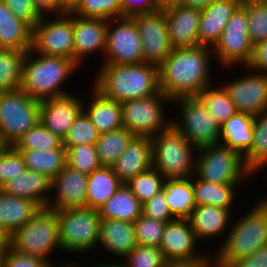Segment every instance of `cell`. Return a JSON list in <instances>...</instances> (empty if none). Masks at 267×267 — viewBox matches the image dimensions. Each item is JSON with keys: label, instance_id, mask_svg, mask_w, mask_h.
<instances>
[{"label": "cell", "instance_id": "ac0fdd59", "mask_svg": "<svg viewBox=\"0 0 267 267\" xmlns=\"http://www.w3.org/2000/svg\"><path fill=\"white\" fill-rule=\"evenodd\" d=\"M72 18L74 19L73 59L82 68L88 63L92 56H99V61L101 63L106 47L108 20L81 17L73 13Z\"/></svg>", "mask_w": 267, "mask_h": 267}, {"label": "cell", "instance_id": "5b68a950", "mask_svg": "<svg viewBox=\"0 0 267 267\" xmlns=\"http://www.w3.org/2000/svg\"><path fill=\"white\" fill-rule=\"evenodd\" d=\"M59 241L65 258L89 257L98 252L101 217L97 209L89 207L69 208L58 211ZM89 254V255H88Z\"/></svg>", "mask_w": 267, "mask_h": 267}, {"label": "cell", "instance_id": "83f0119b", "mask_svg": "<svg viewBox=\"0 0 267 267\" xmlns=\"http://www.w3.org/2000/svg\"><path fill=\"white\" fill-rule=\"evenodd\" d=\"M41 208L36 201L9 195L0 189V228L11 236Z\"/></svg>", "mask_w": 267, "mask_h": 267}, {"label": "cell", "instance_id": "cb8c5ba5", "mask_svg": "<svg viewBox=\"0 0 267 267\" xmlns=\"http://www.w3.org/2000/svg\"><path fill=\"white\" fill-rule=\"evenodd\" d=\"M111 167L122 184L153 167L151 137L134 136Z\"/></svg>", "mask_w": 267, "mask_h": 267}, {"label": "cell", "instance_id": "f546056e", "mask_svg": "<svg viewBox=\"0 0 267 267\" xmlns=\"http://www.w3.org/2000/svg\"><path fill=\"white\" fill-rule=\"evenodd\" d=\"M31 46L32 27L0 0V49L29 51Z\"/></svg>", "mask_w": 267, "mask_h": 267}, {"label": "cell", "instance_id": "d6a6232c", "mask_svg": "<svg viewBox=\"0 0 267 267\" xmlns=\"http://www.w3.org/2000/svg\"><path fill=\"white\" fill-rule=\"evenodd\" d=\"M162 189L172 215L175 218L188 219L196 206L192 177L165 179Z\"/></svg>", "mask_w": 267, "mask_h": 267}, {"label": "cell", "instance_id": "4316f807", "mask_svg": "<svg viewBox=\"0 0 267 267\" xmlns=\"http://www.w3.org/2000/svg\"><path fill=\"white\" fill-rule=\"evenodd\" d=\"M192 186L196 206L211 205L229 209L233 214L240 203L241 187L245 184H215L199 179L195 174L192 176ZM241 189V190H240ZM235 199V200H234ZM239 199V201L237 200ZM238 202V203H236ZM235 206V207H234ZM236 208V209H234Z\"/></svg>", "mask_w": 267, "mask_h": 267}, {"label": "cell", "instance_id": "9f6ffc18", "mask_svg": "<svg viewBox=\"0 0 267 267\" xmlns=\"http://www.w3.org/2000/svg\"><path fill=\"white\" fill-rule=\"evenodd\" d=\"M34 6L42 15L60 14L66 12L56 0H32Z\"/></svg>", "mask_w": 267, "mask_h": 267}, {"label": "cell", "instance_id": "f907efd6", "mask_svg": "<svg viewBox=\"0 0 267 267\" xmlns=\"http://www.w3.org/2000/svg\"><path fill=\"white\" fill-rule=\"evenodd\" d=\"M11 12L25 22L32 28L39 22L43 16L34 6L32 0H2Z\"/></svg>", "mask_w": 267, "mask_h": 267}, {"label": "cell", "instance_id": "30bf717a", "mask_svg": "<svg viewBox=\"0 0 267 267\" xmlns=\"http://www.w3.org/2000/svg\"><path fill=\"white\" fill-rule=\"evenodd\" d=\"M172 107V126L197 149L218 144L220 125L197 96L174 99Z\"/></svg>", "mask_w": 267, "mask_h": 267}, {"label": "cell", "instance_id": "d6986e66", "mask_svg": "<svg viewBox=\"0 0 267 267\" xmlns=\"http://www.w3.org/2000/svg\"><path fill=\"white\" fill-rule=\"evenodd\" d=\"M232 217L233 213L229 209L211 205H199L195 206L188 219L197 241L202 244V248L204 245L209 244L208 241H210V244L213 241L216 243L219 242L218 244H214L213 242L215 246L211 245L210 248H215H209V252L214 253L225 242Z\"/></svg>", "mask_w": 267, "mask_h": 267}, {"label": "cell", "instance_id": "484cf974", "mask_svg": "<svg viewBox=\"0 0 267 267\" xmlns=\"http://www.w3.org/2000/svg\"><path fill=\"white\" fill-rule=\"evenodd\" d=\"M239 0H213L201 9L198 38L199 45L213 47L219 40Z\"/></svg>", "mask_w": 267, "mask_h": 267}, {"label": "cell", "instance_id": "91938a15", "mask_svg": "<svg viewBox=\"0 0 267 267\" xmlns=\"http://www.w3.org/2000/svg\"><path fill=\"white\" fill-rule=\"evenodd\" d=\"M68 258L71 259L69 256L67 257L66 261H55V262H50L47 264L46 267H84L85 262H82L80 260L77 261V258H73V261H68ZM59 262V263H58ZM79 262V263H78Z\"/></svg>", "mask_w": 267, "mask_h": 267}, {"label": "cell", "instance_id": "7c38bea8", "mask_svg": "<svg viewBox=\"0 0 267 267\" xmlns=\"http://www.w3.org/2000/svg\"><path fill=\"white\" fill-rule=\"evenodd\" d=\"M217 67H244L253 53L248 35L246 9L239 5L233 12L216 44L212 47Z\"/></svg>", "mask_w": 267, "mask_h": 267}, {"label": "cell", "instance_id": "e7e4bbea", "mask_svg": "<svg viewBox=\"0 0 267 267\" xmlns=\"http://www.w3.org/2000/svg\"><path fill=\"white\" fill-rule=\"evenodd\" d=\"M240 5L267 4V0H239Z\"/></svg>", "mask_w": 267, "mask_h": 267}, {"label": "cell", "instance_id": "ee69618b", "mask_svg": "<svg viewBox=\"0 0 267 267\" xmlns=\"http://www.w3.org/2000/svg\"><path fill=\"white\" fill-rule=\"evenodd\" d=\"M99 135L97 128L91 123L87 114L82 111L64 138L63 146L95 145Z\"/></svg>", "mask_w": 267, "mask_h": 267}, {"label": "cell", "instance_id": "d590c367", "mask_svg": "<svg viewBox=\"0 0 267 267\" xmlns=\"http://www.w3.org/2000/svg\"><path fill=\"white\" fill-rule=\"evenodd\" d=\"M243 162L255 177L267 172V110L254 115L252 144Z\"/></svg>", "mask_w": 267, "mask_h": 267}, {"label": "cell", "instance_id": "db71d44e", "mask_svg": "<svg viewBox=\"0 0 267 267\" xmlns=\"http://www.w3.org/2000/svg\"><path fill=\"white\" fill-rule=\"evenodd\" d=\"M246 67L251 71L267 74V40L253 46L252 57Z\"/></svg>", "mask_w": 267, "mask_h": 267}, {"label": "cell", "instance_id": "7dc6e473", "mask_svg": "<svg viewBox=\"0 0 267 267\" xmlns=\"http://www.w3.org/2000/svg\"><path fill=\"white\" fill-rule=\"evenodd\" d=\"M242 6L247 12L248 35L252 45L267 40V4Z\"/></svg>", "mask_w": 267, "mask_h": 267}, {"label": "cell", "instance_id": "d4e9b609", "mask_svg": "<svg viewBox=\"0 0 267 267\" xmlns=\"http://www.w3.org/2000/svg\"><path fill=\"white\" fill-rule=\"evenodd\" d=\"M87 87L90 88H87V98H83V111L98 132L102 134L122 128L121 103L104 97L91 84Z\"/></svg>", "mask_w": 267, "mask_h": 267}, {"label": "cell", "instance_id": "f5cc1de1", "mask_svg": "<svg viewBox=\"0 0 267 267\" xmlns=\"http://www.w3.org/2000/svg\"><path fill=\"white\" fill-rule=\"evenodd\" d=\"M121 9L124 16H134L137 14L153 13L158 11L155 0H120Z\"/></svg>", "mask_w": 267, "mask_h": 267}, {"label": "cell", "instance_id": "7bdbcfd3", "mask_svg": "<svg viewBox=\"0 0 267 267\" xmlns=\"http://www.w3.org/2000/svg\"><path fill=\"white\" fill-rule=\"evenodd\" d=\"M65 149L67 152V164L81 173L90 175L93 171L102 166L95 145L82 144L65 147Z\"/></svg>", "mask_w": 267, "mask_h": 267}, {"label": "cell", "instance_id": "52a82bcc", "mask_svg": "<svg viewBox=\"0 0 267 267\" xmlns=\"http://www.w3.org/2000/svg\"><path fill=\"white\" fill-rule=\"evenodd\" d=\"M153 167L165 179L190 178L197 148L173 126L151 137Z\"/></svg>", "mask_w": 267, "mask_h": 267}, {"label": "cell", "instance_id": "b9f144b4", "mask_svg": "<svg viewBox=\"0 0 267 267\" xmlns=\"http://www.w3.org/2000/svg\"><path fill=\"white\" fill-rule=\"evenodd\" d=\"M71 12L81 17L106 20L123 17L120 0H82Z\"/></svg>", "mask_w": 267, "mask_h": 267}, {"label": "cell", "instance_id": "4fadbf2b", "mask_svg": "<svg viewBox=\"0 0 267 267\" xmlns=\"http://www.w3.org/2000/svg\"><path fill=\"white\" fill-rule=\"evenodd\" d=\"M234 68L235 72H237V69H242V71L240 70L239 74L237 72L234 77L230 74L229 78L227 75L228 71L235 73L233 67L221 68L220 70L222 73L226 72L227 77L225 76V80L223 77H219L218 81L228 92L230 99L235 104L236 110L251 115H257L266 111L267 74L251 71L246 66Z\"/></svg>", "mask_w": 267, "mask_h": 267}, {"label": "cell", "instance_id": "681fc988", "mask_svg": "<svg viewBox=\"0 0 267 267\" xmlns=\"http://www.w3.org/2000/svg\"><path fill=\"white\" fill-rule=\"evenodd\" d=\"M142 214L163 222H170L176 219L169 210L163 189L142 204Z\"/></svg>", "mask_w": 267, "mask_h": 267}, {"label": "cell", "instance_id": "74e56055", "mask_svg": "<svg viewBox=\"0 0 267 267\" xmlns=\"http://www.w3.org/2000/svg\"><path fill=\"white\" fill-rule=\"evenodd\" d=\"M135 135L125 128L99 135L95 143L96 152L102 166H112L127 148Z\"/></svg>", "mask_w": 267, "mask_h": 267}, {"label": "cell", "instance_id": "e0dca14e", "mask_svg": "<svg viewBox=\"0 0 267 267\" xmlns=\"http://www.w3.org/2000/svg\"><path fill=\"white\" fill-rule=\"evenodd\" d=\"M132 17L141 37L143 62L159 66L173 50L165 12L158 10Z\"/></svg>", "mask_w": 267, "mask_h": 267}, {"label": "cell", "instance_id": "7402d4cb", "mask_svg": "<svg viewBox=\"0 0 267 267\" xmlns=\"http://www.w3.org/2000/svg\"><path fill=\"white\" fill-rule=\"evenodd\" d=\"M163 11L166 15L169 39L173 48L199 46L201 9L176 5Z\"/></svg>", "mask_w": 267, "mask_h": 267}, {"label": "cell", "instance_id": "f6af8a7d", "mask_svg": "<svg viewBox=\"0 0 267 267\" xmlns=\"http://www.w3.org/2000/svg\"><path fill=\"white\" fill-rule=\"evenodd\" d=\"M121 262L125 267H167L159 247L137 244Z\"/></svg>", "mask_w": 267, "mask_h": 267}, {"label": "cell", "instance_id": "4dcf8cb0", "mask_svg": "<svg viewBox=\"0 0 267 267\" xmlns=\"http://www.w3.org/2000/svg\"><path fill=\"white\" fill-rule=\"evenodd\" d=\"M253 119L254 115L237 111L220 126L218 144L237 151L243 157L252 144Z\"/></svg>", "mask_w": 267, "mask_h": 267}, {"label": "cell", "instance_id": "8d00e7d4", "mask_svg": "<svg viewBox=\"0 0 267 267\" xmlns=\"http://www.w3.org/2000/svg\"><path fill=\"white\" fill-rule=\"evenodd\" d=\"M197 97L220 126L237 112L228 92L218 80L207 86Z\"/></svg>", "mask_w": 267, "mask_h": 267}, {"label": "cell", "instance_id": "1f68e13d", "mask_svg": "<svg viewBox=\"0 0 267 267\" xmlns=\"http://www.w3.org/2000/svg\"><path fill=\"white\" fill-rule=\"evenodd\" d=\"M101 219H114L134 223L142 215V204L126 184L99 209Z\"/></svg>", "mask_w": 267, "mask_h": 267}, {"label": "cell", "instance_id": "bcb514c9", "mask_svg": "<svg viewBox=\"0 0 267 267\" xmlns=\"http://www.w3.org/2000/svg\"><path fill=\"white\" fill-rule=\"evenodd\" d=\"M137 244L159 247L167 222L141 215L134 223Z\"/></svg>", "mask_w": 267, "mask_h": 267}, {"label": "cell", "instance_id": "9c48e42d", "mask_svg": "<svg viewBox=\"0 0 267 267\" xmlns=\"http://www.w3.org/2000/svg\"><path fill=\"white\" fill-rule=\"evenodd\" d=\"M172 102L161 90L153 96L125 101L121 103L122 127L135 136L153 137L172 126Z\"/></svg>", "mask_w": 267, "mask_h": 267}, {"label": "cell", "instance_id": "836d02e7", "mask_svg": "<svg viewBox=\"0 0 267 267\" xmlns=\"http://www.w3.org/2000/svg\"><path fill=\"white\" fill-rule=\"evenodd\" d=\"M15 150L23 156L26 169L44 174L51 180L67 165V152L65 147L49 150Z\"/></svg>", "mask_w": 267, "mask_h": 267}, {"label": "cell", "instance_id": "ffe728a7", "mask_svg": "<svg viewBox=\"0 0 267 267\" xmlns=\"http://www.w3.org/2000/svg\"><path fill=\"white\" fill-rule=\"evenodd\" d=\"M88 175L68 164L52 179L48 208L64 210L86 207Z\"/></svg>", "mask_w": 267, "mask_h": 267}, {"label": "cell", "instance_id": "5bb4252c", "mask_svg": "<svg viewBox=\"0 0 267 267\" xmlns=\"http://www.w3.org/2000/svg\"><path fill=\"white\" fill-rule=\"evenodd\" d=\"M31 50L37 54L73 59L74 19L72 12L43 15L32 28Z\"/></svg>", "mask_w": 267, "mask_h": 267}, {"label": "cell", "instance_id": "8fae6325", "mask_svg": "<svg viewBox=\"0 0 267 267\" xmlns=\"http://www.w3.org/2000/svg\"><path fill=\"white\" fill-rule=\"evenodd\" d=\"M39 121V100L21 89L0 92V139L5 146H13Z\"/></svg>", "mask_w": 267, "mask_h": 267}, {"label": "cell", "instance_id": "3957f363", "mask_svg": "<svg viewBox=\"0 0 267 267\" xmlns=\"http://www.w3.org/2000/svg\"><path fill=\"white\" fill-rule=\"evenodd\" d=\"M262 195L259 199L252 198L247 211L233 214L226 240L214 252L220 267H229L267 245V192ZM253 199L257 201L254 203Z\"/></svg>", "mask_w": 267, "mask_h": 267}, {"label": "cell", "instance_id": "9a60e30c", "mask_svg": "<svg viewBox=\"0 0 267 267\" xmlns=\"http://www.w3.org/2000/svg\"><path fill=\"white\" fill-rule=\"evenodd\" d=\"M143 62L141 37L133 17L108 20L106 47L100 65L139 64Z\"/></svg>", "mask_w": 267, "mask_h": 267}, {"label": "cell", "instance_id": "603a6c76", "mask_svg": "<svg viewBox=\"0 0 267 267\" xmlns=\"http://www.w3.org/2000/svg\"><path fill=\"white\" fill-rule=\"evenodd\" d=\"M137 246L134 224L114 219H101L100 240L97 257H106L108 260L121 261ZM101 249V250H99ZM109 254V256H108ZM104 255V256H103Z\"/></svg>", "mask_w": 267, "mask_h": 267}, {"label": "cell", "instance_id": "6f0895ef", "mask_svg": "<svg viewBox=\"0 0 267 267\" xmlns=\"http://www.w3.org/2000/svg\"><path fill=\"white\" fill-rule=\"evenodd\" d=\"M169 267H220L214 253H208L203 259L193 262L170 263Z\"/></svg>", "mask_w": 267, "mask_h": 267}, {"label": "cell", "instance_id": "be15d7a7", "mask_svg": "<svg viewBox=\"0 0 267 267\" xmlns=\"http://www.w3.org/2000/svg\"><path fill=\"white\" fill-rule=\"evenodd\" d=\"M9 235L0 228V247H10Z\"/></svg>", "mask_w": 267, "mask_h": 267}, {"label": "cell", "instance_id": "8992f818", "mask_svg": "<svg viewBox=\"0 0 267 267\" xmlns=\"http://www.w3.org/2000/svg\"><path fill=\"white\" fill-rule=\"evenodd\" d=\"M10 247L17 252L43 258L48 263L58 260L62 252L59 241L58 210L42 207L40 211L9 237Z\"/></svg>", "mask_w": 267, "mask_h": 267}, {"label": "cell", "instance_id": "680465c9", "mask_svg": "<svg viewBox=\"0 0 267 267\" xmlns=\"http://www.w3.org/2000/svg\"><path fill=\"white\" fill-rule=\"evenodd\" d=\"M94 259H97L95 258V256L93 257V261L91 263H89V260L88 261H85L87 263H85L84 267H125V265L121 262V261H118V260H107L106 258H102V260H94ZM102 261V262H101ZM90 264V265H89Z\"/></svg>", "mask_w": 267, "mask_h": 267}, {"label": "cell", "instance_id": "6da1fadb", "mask_svg": "<svg viewBox=\"0 0 267 267\" xmlns=\"http://www.w3.org/2000/svg\"><path fill=\"white\" fill-rule=\"evenodd\" d=\"M214 61L212 48L205 45L173 48L158 66L160 90L172 100L198 96L221 74H215L218 67Z\"/></svg>", "mask_w": 267, "mask_h": 267}, {"label": "cell", "instance_id": "003e7915", "mask_svg": "<svg viewBox=\"0 0 267 267\" xmlns=\"http://www.w3.org/2000/svg\"><path fill=\"white\" fill-rule=\"evenodd\" d=\"M67 12H70V0H56Z\"/></svg>", "mask_w": 267, "mask_h": 267}, {"label": "cell", "instance_id": "277c9868", "mask_svg": "<svg viewBox=\"0 0 267 267\" xmlns=\"http://www.w3.org/2000/svg\"><path fill=\"white\" fill-rule=\"evenodd\" d=\"M78 71L82 68L74 59L37 54L30 49L24 60L20 89L39 101L74 93L68 82L73 83L70 80Z\"/></svg>", "mask_w": 267, "mask_h": 267}, {"label": "cell", "instance_id": "7a4b0ae2", "mask_svg": "<svg viewBox=\"0 0 267 267\" xmlns=\"http://www.w3.org/2000/svg\"><path fill=\"white\" fill-rule=\"evenodd\" d=\"M90 83L104 97L119 103L160 91L158 66L150 63L100 65Z\"/></svg>", "mask_w": 267, "mask_h": 267}, {"label": "cell", "instance_id": "e575fe53", "mask_svg": "<svg viewBox=\"0 0 267 267\" xmlns=\"http://www.w3.org/2000/svg\"><path fill=\"white\" fill-rule=\"evenodd\" d=\"M122 183L111 166H101L88 175L86 207L99 209Z\"/></svg>", "mask_w": 267, "mask_h": 267}, {"label": "cell", "instance_id": "ba28073f", "mask_svg": "<svg viewBox=\"0 0 267 267\" xmlns=\"http://www.w3.org/2000/svg\"><path fill=\"white\" fill-rule=\"evenodd\" d=\"M194 174L199 179L215 184H246L247 181L251 183V180H256L245 166L243 157L223 144L208 145L197 150Z\"/></svg>", "mask_w": 267, "mask_h": 267}, {"label": "cell", "instance_id": "c3c4849f", "mask_svg": "<svg viewBox=\"0 0 267 267\" xmlns=\"http://www.w3.org/2000/svg\"><path fill=\"white\" fill-rule=\"evenodd\" d=\"M25 169V162L20 152L12 146H5L0 151V189Z\"/></svg>", "mask_w": 267, "mask_h": 267}, {"label": "cell", "instance_id": "2e32d148", "mask_svg": "<svg viewBox=\"0 0 267 267\" xmlns=\"http://www.w3.org/2000/svg\"><path fill=\"white\" fill-rule=\"evenodd\" d=\"M200 246L189 219L176 218L167 222L159 248L170 264L203 259L209 253V247L204 250Z\"/></svg>", "mask_w": 267, "mask_h": 267}, {"label": "cell", "instance_id": "03108f58", "mask_svg": "<svg viewBox=\"0 0 267 267\" xmlns=\"http://www.w3.org/2000/svg\"><path fill=\"white\" fill-rule=\"evenodd\" d=\"M9 247H0V267H3L4 258Z\"/></svg>", "mask_w": 267, "mask_h": 267}, {"label": "cell", "instance_id": "a7ac6f4b", "mask_svg": "<svg viewBox=\"0 0 267 267\" xmlns=\"http://www.w3.org/2000/svg\"><path fill=\"white\" fill-rule=\"evenodd\" d=\"M82 0H70V12L81 2Z\"/></svg>", "mask_w": 267, "mask_h": 267}, {"label": "cell", "instance_id": "f1b7e54d", "mask_svg": "<svg viewBox=\"0 0 267 267\" xmlns=\"http://www.w3.org/2000/svg\"><path fill=\"white\" fill-rule=\"evenodd\" d=\"M51 183L44 174L25 169L16 178L7 182L1 190L9 195L27 198L47 207L51 196Z\"/></svg>", "mask_w": 267, "mask_h": 267}, {"label": "cell", "instance_id": "44dd1931", "mask_svg": "<svg viewBox=\"0 0 267 267\" xmlns=\"http://www.w3.org/2000/svg\"><path fill=\"white\" fill-rule=\"evenodd\" d=\"M82 98V99H81ZM83 111V96L67 94L40 101V122L61 139L67 136L70 127Z\"/></svg>", "mask_w": 267, "mask_h": 267}, {"label": "cell", "instance_id": "60d3db41", "mask_svg": "<svg viewBox=\"0 0 267 267\" xmlns=\"http://www.w3.org/2000/svg\"><path fill=\"white\" fill-rule=\"evenodd\" d=\"M165 178L154 168L138 174L126 185L134 193L141 204L150 200L156 193L162 190Z\"/></svg>", "mask_w": 267, "mask_h": 267}, {"label": "cell", "instance_id": "94428289", "mask_svg": "<svg viewBox=\"0 0 267 267\" xmlns=\"http://www.w3.org/2000/svg\"><path fill=\"white\" fill-rule=\"evenodd\" d=\"M213 0H181L180 5L203 9Z\"/></svg>", "mask_w": 267, "mask_h": 267}, {"label": "cell", "instance_id": "11a10c76", "mask_svg": "<svg viewBox=\"0 0 267 267\" xmlns=\"http://www.w3.org/2000/svg\"><path fill=\"white\" fill-rule=\"evenodd\" d=\"M229 267H267V245L248 257L238 259Z\"/></svg>", "mask_w": 267, "mask_h": 267}, {"label": "cell", "instance_id": "ab89813d", "mask_svg": "<svg viewBox=\"0 0 267 267\" xmlns=\"http://www.w3.org/2000/svg\"><path fill=\"white\" fill-rule=\"evenodd\" d=\"M14 149L49 150L63 146V139L49 131L40 121L12 146Z\"/></svg>", "mask_w": 267, "mask_h": 267}, {"label": "cell", "instance_id": "6125c7cd", "mask_svg": "<svg viewBox=\"0 0 267 267\" xmlns=\"http://www.w3.org/2000/svg\"><path fill=\"white\" fill-rule=\"evenodd\" d=\"M181 0H155L156 8L164 10L172 6L180 5Z\"/></svg>", "mask_w": 267, "mask_h": 267}, {"label": "cell", "instance_id": "89a4df30", "mask_svg": "<svg viewBox=\"0 0 267 267\" xmlns=\"http://www.w3.org/2000/svg\"><path fill=\"white\" fill-rule=\"evenodd\" d=\"M5 147V145L1 142V139H0V151Z\"/></svg>", "mask_w": 267, "mask_h": 267}, {"label": "cell", "instance_id": "f35d334b", "mask_svg": "<svg viewBox=\"0 0 267 267\" xmlns=\"http://www.w3.org/2000/svg\"><path fill=\"white\" fill-rule=\"evenodd\" d=\"M28 51L0 49V92L20 89Z\"/></svg>", "mask_w": 267, "mask_h": 267}, {"label": "cell", "instance_id": "816d5d0a", "mask_svg": "<svg viewBox=\"0 0 267 267\" xmlns=\"http://www.w3.org/2000/svg\"><path fill=\"white\" fill-rule=\"evenodd\" d=\"M47 264L48 262L41 257L26 255L9 247L3 267H46Z\"/></svg>", "mask_w": 267, "mask_h": 267}]
</instances>
